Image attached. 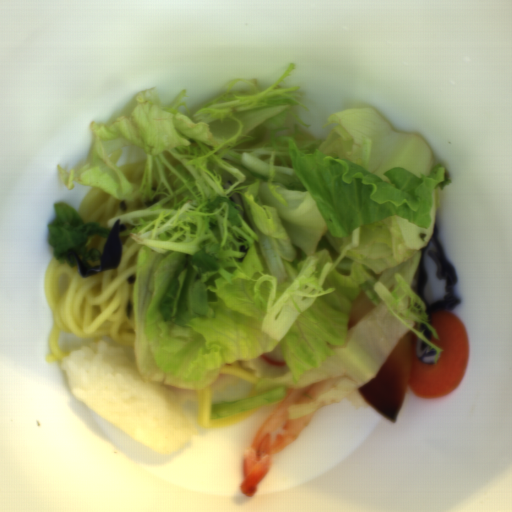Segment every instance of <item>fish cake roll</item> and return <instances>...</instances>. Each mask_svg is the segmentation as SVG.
Segmentation results:
<instances>
[{
    "instance_id": "fish-cake-roll-3",
    "label": "fish cake roll",
    "mask_w": 512,
    "mask_h": 512,
    "mask_svg": "<svg viewBox=\"0 0 512 512\" xmlns=\"http://www.w3.org/2000/svg\"><path fill=\"white\" fill-rule=\"evenodd\" d=\"M166 387V386H165ZM174 393L177 399H197V388L196 389H183L175 387H166Z\"/></svg>"
},
{
    "instance_id": "fish-cake-roll-1",
    "label": "fish cake roll",
    "mask_w": 512,
    "mask_h": 512,
    "mask_svg": "<svg viewBox=\"0 0 512 512\" xmlns=\"http://www.w3.org/2000/svg\"><path fill=\"white\" fill-rule=\"evenodd\" d=\"M240 362L244 368L256 369L257 377L262 378H278L284 375L289 368L278 342L273 350L251 359H240Z\"/></svg>"
},
{
    "instance_id": "fish-cake-roll-2",
    "label": "fish cake roll",
    "mask_w": 512,
    "mask_h": 512,
    "mask_svg": "<svg viewBox=\"0 0 512 512\" xmlns=\"http://www.w3.org/2000/svg\"><path fill=\"white\" fill-rule=\"evenodd\" d=\"M236 377L237 376H227V375L219 374L217 372L212 384H209V385L214 387L215 390L217 391V390L224 388V387L230 385L231 383H233L236 380Z\"/></svg>"
}]
</instances>
